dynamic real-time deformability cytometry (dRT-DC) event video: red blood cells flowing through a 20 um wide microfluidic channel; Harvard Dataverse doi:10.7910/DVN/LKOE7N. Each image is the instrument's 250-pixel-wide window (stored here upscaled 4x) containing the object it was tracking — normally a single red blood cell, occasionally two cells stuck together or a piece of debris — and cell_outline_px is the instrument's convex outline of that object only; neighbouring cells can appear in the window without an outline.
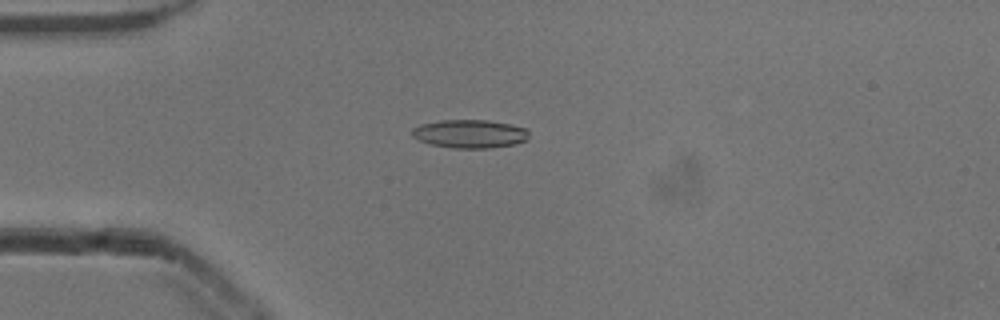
{"species": "common noctule bat (a hibernating species)", "species_latin": "Nyctalus noctula", "temperature_condition": "cold", "stored_images_in_passage": 52, "camera_frame_rate_fps": 3000, "um_per_image_px": 0.085, "animal": {"sex": "male", "body_mass_g": 13.3}, "frame": {"image": 1, "passage_image": 13, "time_ms": 4.0, "image_size_px": [1000, 320], "cell_outline_px": [[528, 136], [524, 140], [516, 144], [492, 148], [452, 148], [432, 144], [420, 140], [412, 136], [412, 128], [420, 124], [440, 120], [488, 120], [512, 124], [524, 128], [528, 132]], "centroid_in_image_um": [39.93, 11.37], "position_along_channel_um": 45.1, "area_um2": 19.31}}
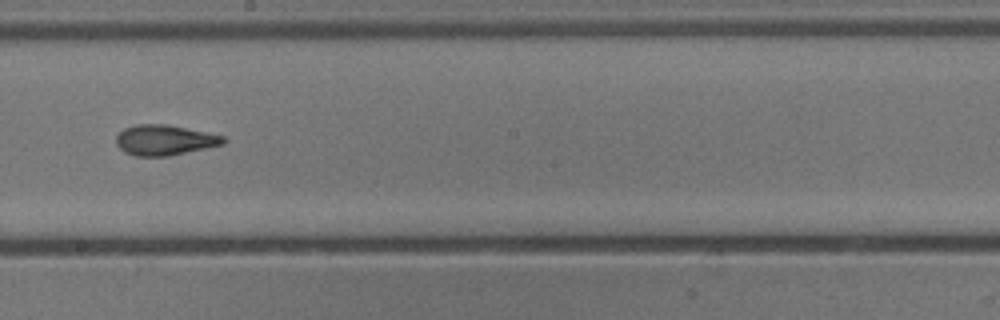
{"frame": {"image": 2, "passage_image": 29, "time_ms": 9.333, "image_size_px": [1000, 320], "cell_outline_px": [[228, 140], [224, 144], [168, 156], [136, 156], [124, 152], [116, 144], [116, 136], [124, 128], [136, 124], [168, 124], [224, 136]], "centroid_in_image_um": [13.98, 11.9], "position_along_channel_um": 234.2, "area_um2": 18.96}}
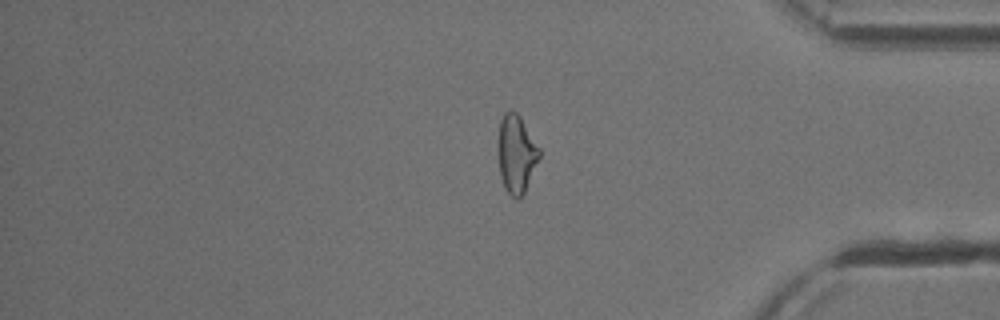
{"frame": {"image": 3, "passage_image": 43, "time_ms": 14.0, "image_size_px": [1000, 320], "cell_outline_px": [[540, 156], [524, 192], [516, 200], [508, 192], [500, 176], [496, 148], [500, 120], [504, 112], [508, 108], [516, 112], [520, 116], [540, 148]], "centroid_in_image_um": [43.85, 13.02], "position_along_channel_um": 391.3, "area_um2": 18.96}, "authors_computed_cell_mechanics": {"area_um2": 18.9295, "velocity_mm_per_s": 3.8774, "shape_relaxation_time_tau1_ms": null, "shape_relaxation_time_tau2_ms": 3.0761, "deformation_change_tau1": null, "deformation_change_tau2": 0.1149}}